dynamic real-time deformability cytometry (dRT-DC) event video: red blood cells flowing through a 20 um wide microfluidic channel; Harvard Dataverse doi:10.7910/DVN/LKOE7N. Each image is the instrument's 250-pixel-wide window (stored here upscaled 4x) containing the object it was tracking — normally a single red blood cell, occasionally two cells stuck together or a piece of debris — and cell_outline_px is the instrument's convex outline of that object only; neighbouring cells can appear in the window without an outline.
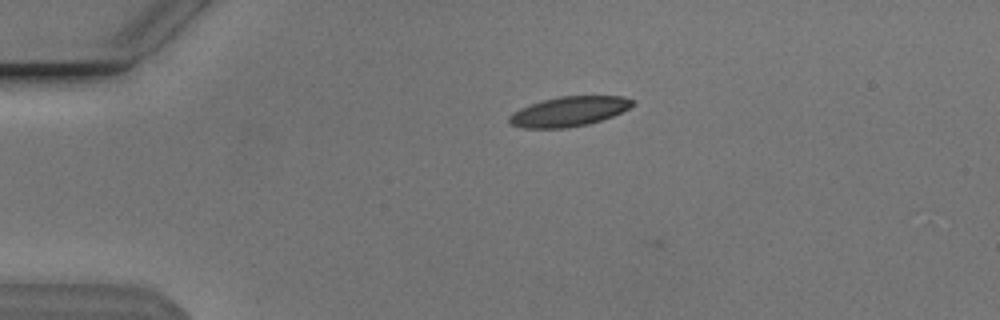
{"species": "Egyptian fruit bat (a non-hibernating species)", "species_latin": "Rousettus aegyptiacus", "temperature_condition": "cold", "stored_images_in_passage": 5, "camera_frame_rate_fps": 3000, "um_per_image_px": 0.085, "animal": {"sex": "male"}, "frame": {"image": 1, "passage_image": 2, "time_ms": 0.333, "image_size_px": [1000, 320], "cell_outline_px": [[636, 104], [612, 116], [588, 124], [568, 128], [524, 128], [508, 124], [508, 116], [512, 112], [520, 108], [544, 100], [560, 96], [624, 96], [632, 100]], "centroid_in_image_um": [48.33, 9.48], "position_along_channel_um": 36.7, "area_um2": 21.33}}